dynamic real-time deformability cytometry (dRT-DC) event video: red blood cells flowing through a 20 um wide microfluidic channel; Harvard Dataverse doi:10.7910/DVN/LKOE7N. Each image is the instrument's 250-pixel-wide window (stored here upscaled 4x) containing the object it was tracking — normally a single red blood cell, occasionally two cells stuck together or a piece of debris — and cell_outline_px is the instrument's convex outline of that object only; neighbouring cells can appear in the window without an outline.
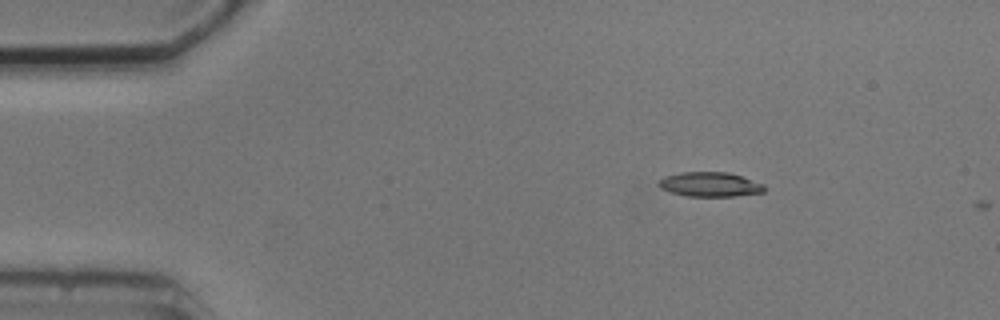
{"species": "common noctule bat (a hibernating species)", "species_latin": "Nyctalus noctula", "temperature_condition": "cold", "stored_images_in_passage": 3, "camera_frame_rate_fps": 3000, "um_per_image_px": 0.085, "animal": {"sex": "male", "body_mass_g": 20.5, "forearm_length_mm": 52.5}, "frame": {"image": 1, "passage_image": 2, "time_ms": 2.0, "image_size_px": [1000, 320], "cell_outline_px": [[764, 192], [736, 196], [688, 196], [668, 192], [660, 188], [656, 184], [664, 176], [680, 172], [728, 172], [744, 176], [764, 184]], "centroid_in_image_um": [60.33, 15.67], "position_along_channel_um": 24.7, "area_um2": 15.32}}